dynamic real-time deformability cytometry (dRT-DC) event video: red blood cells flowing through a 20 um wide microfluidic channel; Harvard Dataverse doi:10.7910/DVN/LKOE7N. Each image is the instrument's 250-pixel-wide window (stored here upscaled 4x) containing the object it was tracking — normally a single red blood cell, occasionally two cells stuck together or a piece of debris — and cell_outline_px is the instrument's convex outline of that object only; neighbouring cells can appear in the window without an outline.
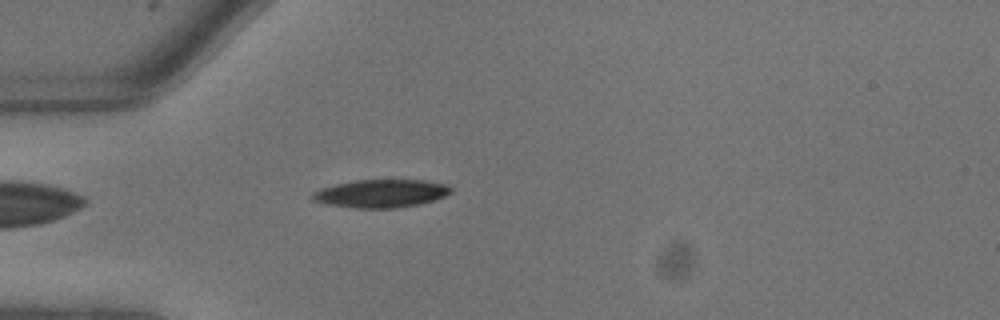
{"species": "common noctule bat (a hibernating species)", "species_latin": "Nyctalus noctula", "temperature_condition": "warm", "stored_images_in_passage": 4, "camera_frame_rate_fps": 3000, "um_per_image_px": 0.085, "animal": {"sex": "male", "body_mass_g": 13.3}, "frame": {"image": 1, "passage_image": 1, "time_ms": 0.0, "image_size_px": [1000, 320], "cell_outline_px": [[452, 192], [436, 200], [420, 204], [396, 208], [356, 208], [328, 204], [312, 200], [312, 192], [320, 188], [336, 184], [356, 180], [424, 180], [444, 184], [452, 188]], "centroid_in_image_um": [32.4, 16.45], "position_along_channel_um": 52.6, "area_um2": 22.6}}
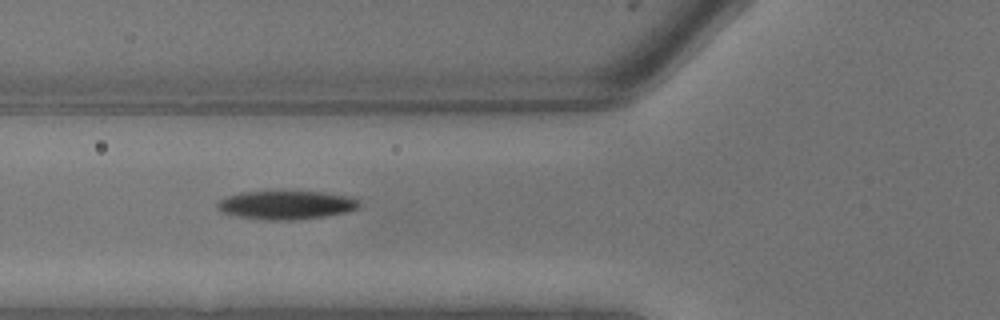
{"frame": {"image": 2, "passage_image": 3, "time_ms": 0.667, "image_size_px": [1000, 320], "cell_outline_px": [[360, 204], [356, 208], [348, 212], [324, 216], [292, 220], [268, 220], [240, 216], [220, 212], [216, 208], [216, 204], [220, 200], [228, 196], [244, 192], [320, 192], [348, 196], [360, 200]], "centroid_in_image_um": [24.33, 17.43], "position_along_channel_um": 101.5, "area_um2": 23.29}}